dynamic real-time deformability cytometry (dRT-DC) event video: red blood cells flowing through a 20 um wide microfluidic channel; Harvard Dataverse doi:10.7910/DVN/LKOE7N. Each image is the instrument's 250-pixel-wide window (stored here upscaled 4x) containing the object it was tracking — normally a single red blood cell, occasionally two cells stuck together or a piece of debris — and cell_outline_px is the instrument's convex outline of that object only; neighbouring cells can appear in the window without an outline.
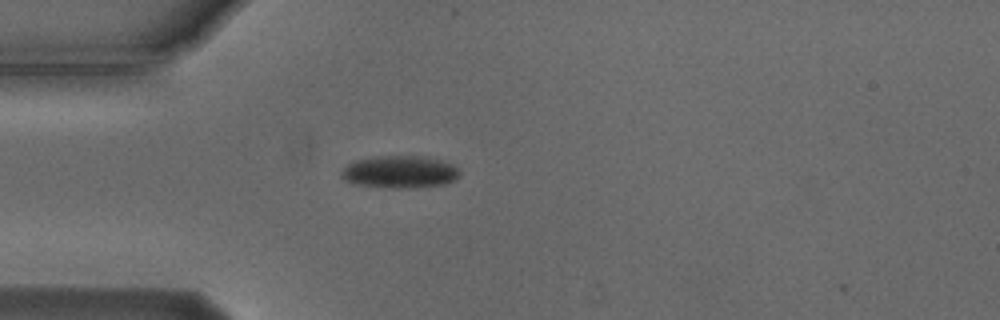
{"species": "Egyptian fruit bat (a non-hibernating species)", "species_latin": "Rousettus aegyptiacus", "temperature_condition": "cold", "stored_images_in_passage": 4, "camera_frame_rate_fps": 3000, "um_per_image_px": 0.085, "animal": {"sex": "male"}, "frame": {"image": 1, "passage_image": 1, "time_ms": 0.0, "image_size_px": [1000, 320], "cell_outline_px": [[460, 172], [452, 180], [444, 184], [412, 188], [392, 188], [352, 184], [344, 180], [340, 172], [348, 164], [356, 160], [376, 156], [424, 156], [444, 160], [452, 164]], "centroid_in_image_um": [33.95, 14.61], "position_along_channel_um": 51.0, "area_um2": 22.31}}